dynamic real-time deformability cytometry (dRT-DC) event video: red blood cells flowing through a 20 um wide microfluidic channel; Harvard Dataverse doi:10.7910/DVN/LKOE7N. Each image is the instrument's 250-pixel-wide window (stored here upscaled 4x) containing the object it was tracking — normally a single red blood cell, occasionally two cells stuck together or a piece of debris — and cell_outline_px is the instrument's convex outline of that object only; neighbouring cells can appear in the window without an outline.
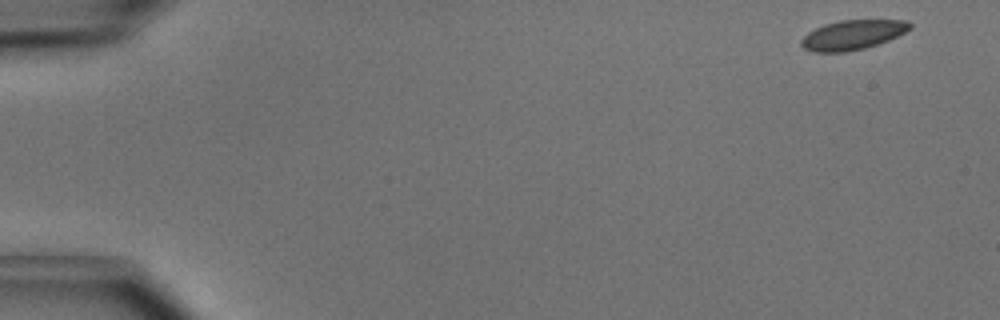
{"species": "common noctule bat (a hibernating species)", "species_latin": "Nyctalus noctula", "temperature_condition": "cold", "stored_images_in_passage": 48, "camera_frame_rate_fps": 3000, "um_per_image_px": 0.085, "animal": {"sex": "male", "body_mass_g": 15.6}, "frame": {"image": 1, "passage_image": 1, "time_ms": 0.0, "image_size_px": [1000, 320], "cell_outline_px": [[912, 28], [888, 40], [864, 48], [844, 52], [812, 52], [804, 48], [800, 44], [800, 40], [808, 32], [824, 24], [840, 20], [908, 20], [912, 24]], "centroid_in_image_um": [72.45, 2.96], "position_along_channel_um": 12.5, "area_um2": 18.67}}
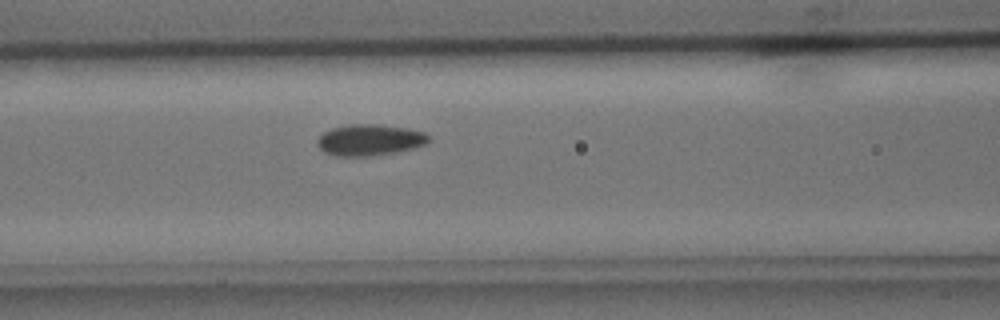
{"frame": {"image": 2, "passage_image": 20, "time_ms": 6.333, "image_size_px": [1000, 320], "cell_outline_px": [[428, 140], [424, 144], [412, 148], [396, 152], [368, 156], [332, 156], [324, 152], [316, 144], [316, 140], [324, 132], [332, 128], [348, 124], [376, 124], [408, 128], [424, 132], [428, 136]], "centroid_in_image_um": [31.37, 11.89], "position_along_channel_um": 135.2, "area_um2": 20.23}}
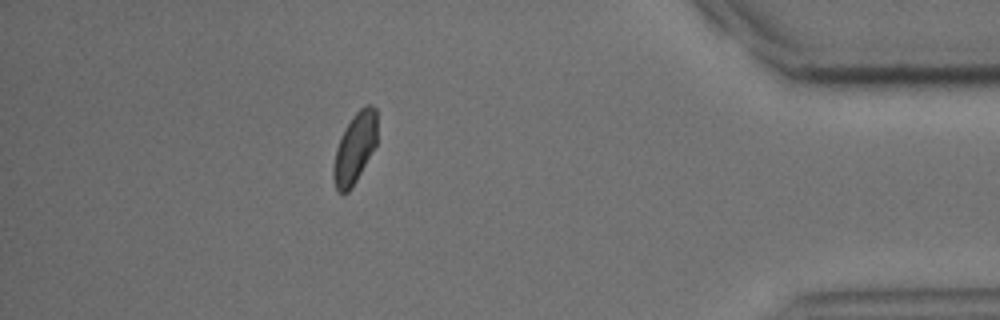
{"frame": {"image": 3, "passage_image": 43, "time_ms": 14.0, "image_size_px": [1000, 320], "cell_outline_px": [[376, 144], [352, 188], [348, 192], [336, 192], [332, 176], [332, 168], [336, 148], [344, 128], [352, 116], [364, 104], [372, 104], [376, 108]], "centroid_in_image_um": [30.13, 12.58], "position_along_channel_um": 405.1, "area_um2": 18.03}, "authors_computed_cell_mechanics": {"area_um2": 19.3052, "velocity_mm_per_s": 4.0361, "shape_relaxation_time_tau1_ms": 3.6002, "shape_relaxation_time_tau2_ms": 10.6116, "deformation_change_tau1": 0.0758, "deformation_change_tau2": 0.0907}}